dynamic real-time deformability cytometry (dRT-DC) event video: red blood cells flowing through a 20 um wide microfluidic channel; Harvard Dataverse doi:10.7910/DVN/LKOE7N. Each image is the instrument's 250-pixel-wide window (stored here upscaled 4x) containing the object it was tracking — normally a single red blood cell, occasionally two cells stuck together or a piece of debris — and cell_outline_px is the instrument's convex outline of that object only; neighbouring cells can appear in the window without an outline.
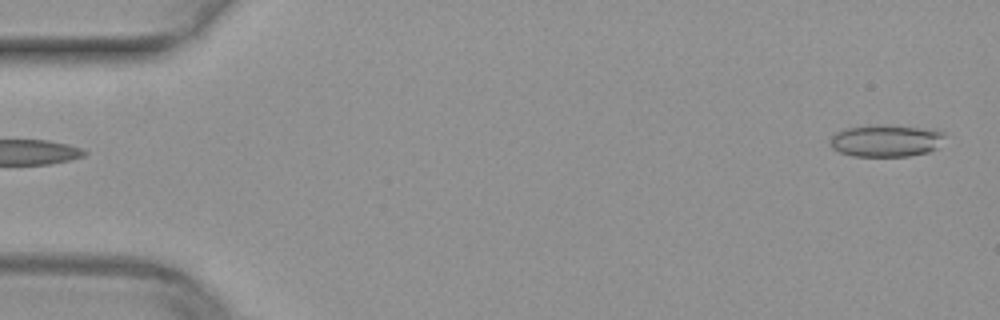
{"species": "common noctule bat (a hibernating species)", "species_latin": "Nyctalus noctula", "temperature_condition": "warm", "stored_images_in_passage": 50, "camera_frame_rate_fps": 3000, "um_per_image_px": 0.085, "animal": {"sex": "female", "body_mass_g": 29.2, "forearm_length_mm": 56.3}, "frame": {"image": 1, "passage_image": 1, "time_ms": 0.0, "image_size_px": [1000, 320], "cell_outline_px": [[944, 136], [936, 148], [928, 152], [908, 156], [852, 156], [840, 152], [832, 148], [828, 144], [828, 140], [836, 132], [844, 128], [872, 124], [876, 124], [920, 128], [944, 132]], "centroid_in_image_um": [75.22, 11.96], "position_along_channel_um": 9.8, "area_um2": 21.44}}
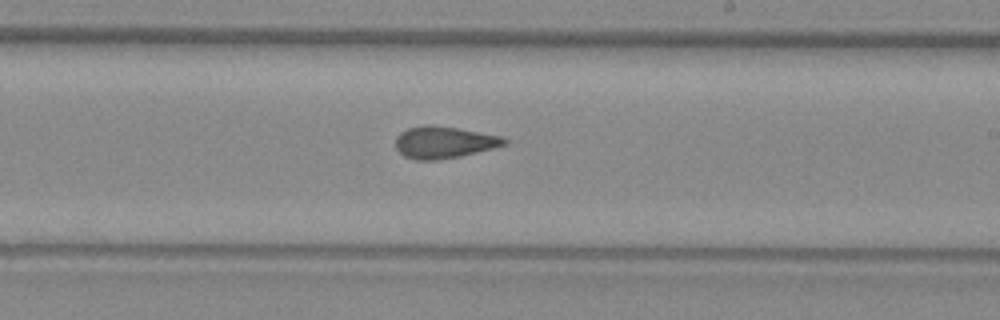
{"frame": {"image": 2, "passage_image": 29, "time_ms": 9.333, "image_size_px": [1000, 320], "cell_outline_px": [[508, 144], [460, 156], [436, 160], [416, 160], [404, 156], [396, 148], [396, 136], [400, 132], [408, 128], [424, 124], [428, 124], [456, 128], [500, 136], [508, 140]], "centroid_in_image_um": [37.7, 12.09], "position_along_channel_um": 251.3, "area_um2": 20.06}}
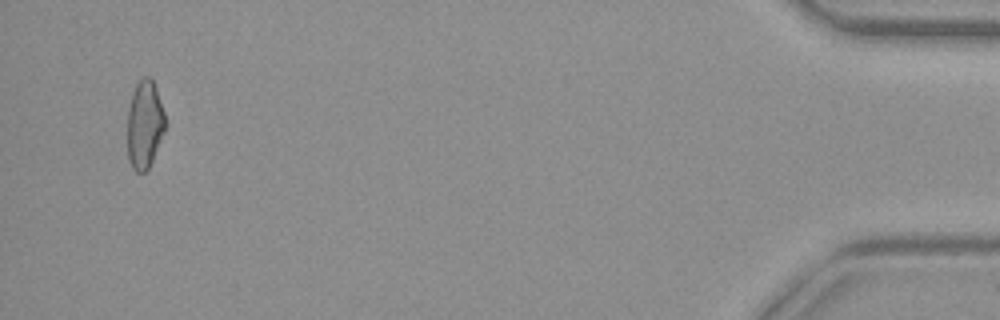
{"frame": {"image": 3, "passage_image": 48, "time_ms": 15.667, "image_size_px": [1000, 320], "cell_outline_px": [[168, 124], [152, 160], [148, 168], [144, 172], [136, 172], [132, 168], [128, 160], [128, 108], [132, 92], [136, 84], [144, 76], [148, 76], [152, 80], [156, 88]], "centroid_in_image_um": [12.3, 10.58], "position_along_channel_um": 422.9, "area_um2": 19.54}}